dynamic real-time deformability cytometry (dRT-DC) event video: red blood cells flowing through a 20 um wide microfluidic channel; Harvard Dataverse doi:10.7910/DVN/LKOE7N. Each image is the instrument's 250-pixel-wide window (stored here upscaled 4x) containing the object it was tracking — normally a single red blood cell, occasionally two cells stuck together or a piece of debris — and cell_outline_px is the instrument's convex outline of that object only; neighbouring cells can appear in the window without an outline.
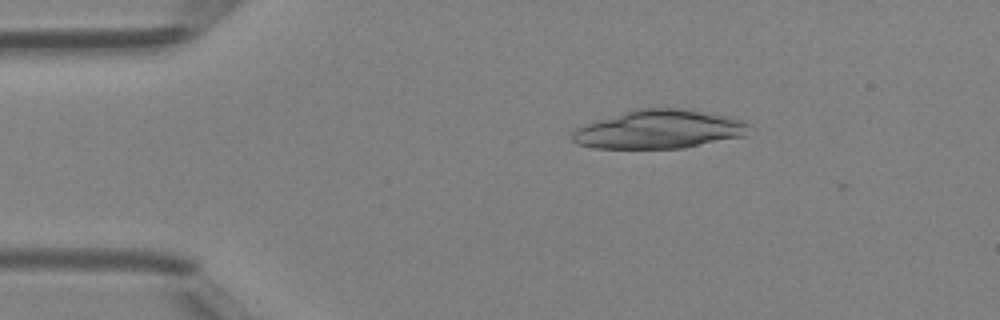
{"species": "Egyptian fruit bat (a non-hibernating species)", "species_latin": "Rousettus aegyptiacus", "temperature_condition": "room temperature", "stored_images_in_passage": 3, "camera_frame_rate_fps": 3000, "um_per_image_px": 0.085, "animal": {"sex": "female"}, "frame": {"image": 1, "passage_image": 2, "time_ms": 0.333, "image_size_px": [1000, 320], "cell_outline_px": [[752, 124], [744, 136], [684, 148], [592, 148], [576, 144], [572, 140], [572, 132], [576, 128], [636, 108], [684, 108], [728, 116], [748, 120]], "centroid_in_image_um": [56.08, 10.99], "position_along_channel_um": 28.9, "area_um2": 39.88}}